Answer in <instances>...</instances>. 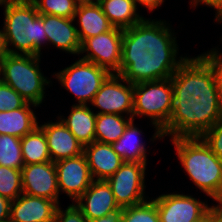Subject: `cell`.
<instances>
[{"instance_id":"obj_16","label":"cell","mask_w":222,"mask_h":222,"mask_svg":"<svg viewBox=\"0 0 222 222\" xmlns=\"http://www.w3.org/2000/svg\"><path fill=\"white\" fill-rule=\"evenodd\" d=\"M54 200L22 193L10 205V222H54Z\"/></svg>"},{"instance_id":"obj_5","label":"cell","mask_w":222,"mask_h":222,"mask_svg":"<svg viewBox=\"0 0 222 222\" xmlns=\"http://www.w3.org/2000/svg\"><path fill=\"white\" fill-rule=\"evenodd\" d=\"M40 61L41 56L8 53L0 59L1 81L12 87L28 103L37 106L46 98L44 90L52 83L41 72Z\"/></svg>"},{"instance_id":"obj_37","label":"cell","mask_w":222,"mask_h":222,"mask_svg":"<svg viewBox=\"0 0 222 222\" xmlns=\"http://www.w3.org/2000/svg\"><path fill=\"white\" fill-rule=\"evenodd\" d=\"M89 222H122L121 211L91 220Z\"/></svg>"},{"instance_id":"obj_25","label":"cell","mask_w":222,"mask_h":222,"mask_svg":"<svg viewBox=\"0 0 222 222\" xmlns=\"http://www.w3.org/2000/svg\"><path fill=\"white\" fill-rule=\"evenodd\" d=\"M21 152L24 165L51 161L45 134L39 126L21 138Z\"/></svg>"},{"instance_id":"obj_32","label":"cell","mask_w":222,"mask_h":222,"mask_svg":"<svg viewBox=\"0 0 222 222\" xmlns=\"http://www.w3.org/2000/svg\"><path fill=\"white\" fill-rule=\"evenodd\" d=\"M200 138L222 161V120L216 122L209 130L205 131Z\"/></svg>"},{"instance_id":"obj_38","label":"cell","mask_w":222,"mask_h":222,"mask_svg":"<svg viewBox=\"0 0 222 222\" xmlns=\"http://www.w3.org/2000/svg\"><path fill=\"white\" fill-rule=\"evenodd\" d=\"M7 54L6 46H5V41H4V33H3V28L0 29V59Z\"/></svg>"},{"instance_id":"obj_2","label":"cell","mask_w":222,"mask_h":222,"mask_svg":"<svg viewBox=\"0 0 222 222\" xmlns=\"http://www.w3.org/2000/svg\"><path fill=\"white\" fill-rule=\"evenodd\" d=\"M172 29L166 20L151 18L124 29L119 75L132 84L171 78L188 58L178 57L179 46Z\"/></svg>"},{"instance_id":"obj_4","label":"cell","mask_w":222,"mask_h":222,"mask_svg":"<svg viewBox=\"0 0 222 222\" xmlns=\"http://www.w3.org/2000/svg\"><path fill=\"white\" fill-rule=\"evenodd\" d=\"M171 142L190 180L214 201L222 192V161L200 137H176Z\"/></svg>"},{"instance_id":"obj_36","label":"cell","mask_w":222,"mask_h":222,"mask_svg":"<svg viewBox=\"0 0 222 222\" xmlns=\"http://www.w3.org/2000/svg\"><path fill=\"white\" fill-rule=\"evenodd\" d=\"M135 5L137 9H139L138 6H142L144 8H147L149 11H153L156 8L161 7V5L165 2L164 0H134Z\"/></svg>"},{"instance_id":"obj_14","label":"cell","mask_w":222,"mask_h":222,"mask_svg":"<svg viewBox=\"0 0 222 222\" xmlns=\"http://www.w3.org/2000/svg\"><path fill=\"white\" fill-rule=\"evenodd\" d=\"M74 204L88 221L121 211L106 180H93Z\"/></svg>"},{"instance_id":"obj_26","label":"cell","mask_w":222,"mask_h":222,"mask_svg":"<svg viewBox=\"0 0 222 222\" xmlns=\"http://www.w3.org/2000/svg\"><path fill=\"white\" fill-rule=\"evenodd\" d=\"M0 166L18 170L24 167L21 138L0 134Z\"/></svg>"},{"instance_id":"obj_44","label":"cell","mask_w":222,"mask_h":222,"mask_svg":"<svg viewBox=\"0 0 222 222\" xmlns=\"http://www.w3.org/2000/svg\"><path fill=\"white\" fill-rule=\"evenodd\" d=\"M8 1H11V0H0V5L5 4Z\"/></svg>"},{"instance_id":"obj_1","label":"cell","mask_w":222,"mask_h":222,"mask_svg":"<svg viewBox=\"0 0 222 222\" xmlns=\"http://www.w3.org/2000/svg\"><path fill=\"white\" fill-rule=\"evenodd\" d=\"M173 110L162 137H200L222 120V103L211 67L198 55L188 57L171 77Z\"/></svg>"},{"instance_id":"obj_10","label":"cell","mask_w":222,"mask_h":222,"mask_svg":"<svg viewBox=\"0 0 222 222\" xmlns=\"http://www.w3.org/2000/svg\"><path fill=\"white\" fill-rule=\"evenodd\" d=\"M134 84L119 74H110L95 94L90 106L96 114H119L132 117Z\"/></svg>"},{"instance_id":"obj_21","label":"cell","mask_w":222,"mask_h":222,"mask_svg":"<svg viewBox=\"0 0 222 222\" xmlns=\"http://www.w3.org/2000/svg\"><path fill=\"white\" fill-rule=\"evenodd\" d=\"M74 20H77V23L79 24L77 33L80 42L86 38L105 33L114 27L98 3L77 6Z\"/></svg>"},{"instance_id":"obj_20","label":"cell","mask_w":222,"mask_h":222,"mask_svg":"<svg viewBox=\"0 0 222 222\" xmlns=\"http://www.w3.org/2000/svg\"><path fill=\"white\" fill-rule=\"evenodd\" d=\"M31 107L36 109L39 106L27 102L19 109L0 112V134L23 138L32 132L39 122Z\"/></svg>"},{"instance_id":"obj_34","label":"cell","mask_w":222,"mask_h":222,"mask_svg":"<svg viewBox=\"0 0 222 222\" xmlns=\"http://www.w3.org/2000/svg\"><path fill=\"white\" fill-rule=\"evenodd\" d=\"M190 7H198V5H206L207 7H213L216 15L222 10V0H190Z\"/></svg>"},{"instance_id":"obj_28","label":"cell","mask_w":222,"mask_h":222,"mask_svg":"<svg viewBox=\"0 0 222 222\" xmlns=\"http://www.w3.org/2000/svg\"><path fill=\"white\" fill-rule=\"evenodd\" d=\"M22 193L21 170L0 166V195L14 201Z\"/></svg>"},{"instance_id":"obj_9","label":"cell","mask_w":222,"mask_h":222,"mask_svg":"<svg viewBox=\"0 0 222 222\" xmlns=\"http://www.w3.org/2000/svg\"><path fill=\"white\" fill-rule=\"evenodd\" d=\"M123 31L124 29L113 27L105 33L84 39L79 55L83 54L82 59L95 63L110 74H119Z\"/></svg>"},{"instance_id":"obj_22","label":"cell","mask_w":222,"mask_h":222,"mask_svg":"<svg viewBox=\"0 0 222 222\" xmlns=\"http://www.w3.org/2000/svg\"><path fill=\"white\" fill-rule=\"evenodd\" d=\"M143 132L132 119L126 127L124 134L111 146L113 150L122 158L123 162L147 163V149L145 143L139 139Z\"/></svg>"},{"instance_id":"obj_24","label":"cell","mask_w":222,"mask_h":222,"mask_svg":"<svg viewBox=\"0 0 222 222\" xmlns=\"http://www.w3.org/2000/svg\"><path fill=\"white\" fill-rule=\"evenodd\" d=\"M132 117L119 114H96L95 141L115 143L123 134Z\"/></svg>"},{"instance_id":"obj_40","label":"cell","mask_w":222,"mask_h":222,"mask_svg":"<svg viewBox=\"0 0 222 222\" xmlns=\"http://www.w3.org/2000/svg\"><path fill=\"white\" fill-rule=\"evenodd\" d=\"M211 222H222V215H220L214 208L211 209Z\"/></svg>"},{"instance_id":"obj_6","label":"cell","mask_w":222,"mask_h":222,"mask_svg":"<svg viewBox=\"0 0 222 222\" xmlns=\"http://www.w3.org/2000/svg\"><path fill=\"white\" fill-rule=\"evenodd\" d=\"M173 110L171 78L134 84L133 114L151 120L155 132L150 141L163 139L161 130L168 124Z\"/></svg>"},{"instance_id":"obj_12","label":"cell","mask_w":222,"mask_h":222,"mask_svg":"<svg viewBox=\"0 0 222 222\" xmlns=\"http://www.w3.org/2000/svg\"><path fill=\"white\" fill-rule=\"evenodd\" d=\"M21 180L24 194L54 200L60 205L57 170L54 162L24 165L21 169Z\"/></svg>"},{"instance_id":"obj_41","label":"cell","mask_w":222,"mask_h":222,"mask_svg":"<svg viewBox=\"0 0 222 222\" xmlns=\"http://www.w3.org/2000/svg\"><path fill=\"white\" fill-rule=\"evenodd\" d=\"M77 6L80 5H93L97 3V0H73Z\"/></svg>"},{"instance_id":"obj_30","label":"cell","mask_w":222,"mask_h":222,"mask_svg":"<svg viewBox=\"0 0 222 222\" xmlns=\"http://www.w3.org/2000/svg\"><path fill=\"white\" fill-rule=\"evenodd\" d=\"M219 48H211V50L199 54V56L211 67L220 101L222 103V53Z\"/></svg>"},{"instance_id":"obj_17","label":"cell","mask_w":222,"mask_h":222,"mask_svg":"<svg viewBox=\"0 0 222 222\" xmlns=\"http://www.w3.org/2000/svg\"><path fill=\"white\" fill-rule=\"evenodd\" d=\"M42 20L48 44L66 53L79 56L81 42L77 33L78 24L75 26L74 18L42 14Z\"/></svg>"},{"instance_id":"obj_11","label":"cell","mask_w":222,"mask_h":222,"mask_svg":"<svg viewBox=\"0 0 222 222\" xmlns=\"http://www.w3.org/2000/svg\"><path fill=\"white\" fill-rule=\"evenodd\" d=\"M153 200L159 213L160 222H202L208 217L213 206L207 201L183 193H166Z\"/></svg>"},{"instance_id":"obj_43","label":"cell","mask_w":222,"mask_h":222,"mask_svg":"<svg viewBox=\"0 0 222 222\" xmlns=\"http://www.w3.org/2000/svg\"><path fill=\"white\" fill-rule=\"evenodd\" d=\"M202 222H211V210L208 214V217L206 219H204Z\"/></svg>"},{"instance_id":"obj_18","label":"cell","mask_w":222,"mask_h":222,"mask_svg":"<svg viewBox=\"0 0 222 222\" xmlns=\"http://www.w3.org/2000/svg\"><path fill=\"white\" fill-rule=\"evenodd\" d=\"M83 154L93 180H107L124 163L111 144L94 141L83 147Z\"/></svg>"},{"instance_id":"obj_8","label":"cell","mask_w":222,"mask_h":222,"mask_svg":"<svg viewBox=\"0 0 222 222\" xmlns=\"http://www.w3.org/2000/svg\"><path fill=\"white\" fill-rule=\"evenodd\" d=\"M147 163L124 162L106 181L111 187L115 201L122 209L140 204L149 196L145 194Z\"/></svg>"},{"instance_id":"obj_39","label":"cell","mask_w":222,"mask_h":222,"mask_svg":"<svg viewBox=\"0 0 222 222\" xmlns=\"http://www.w3.org/2000/svg\"><path fill=\"white\" fill-rule=\"evenodd\" d=\"M214 201L217 202V205H213V208L222 215V192Z\"/></svg>"},{"instance_id":"obj_3","label":"cell","mask_w":222,"mask_h":222,"mask_svg":"<svg viewBox=\"0 0 222 222\" xmlns=\"http://www.w3.org/2000/svg\"><path fill=\"white\" fill-rule=\"evenodd\" d=\"M0 6L4 7L2 28L7 53L41 56L42 46L48 45V39L42 14L38 13L33 2L11 0Z\"/></svg>"},{"instance_id":"obj_33","label":"cell","mask_w":222,"mask_h":222,"mask_svg":"<svg viewBox=\"0 0 222 222\" xmlns=\"http://www.w3.org/2000/svg\"><path fill=\"white\" fill-rule=\"evenodd\" d=\"M54 222H89L82 214L81 210L74 204H70L65 210L58 205Z\"/></svg>"},{"instance_id":"obj_42","label":"cell","mask_w":222,"mask_h":222,"mask_svg":"<svg viewBox=\"0 0 222 222\" xmlns=\"http://www.w3.org/2000/svg\"><path fill=\"white\" fill-rule=\"evenodd\" d=\"M214 21H216V23L217 22L218 23L222 22V10L217 15H215V20Z\"/></svg>"},{"instance_id":"obj_27","label":"cell","mask_w":222,"mask_h":222,"mask_svg":"<svg viewBox=\"0 0 222 222\" xmlns=\"http://www.w3.org/2000/svg\"><path fill=\"white\" fill-rule=\"evenodd\" d=\"M122 222H160L155 201L149 200L121 209Z\"/></svg>"},{"instance_id":"obj_13","label":"cell","mask_w":222,"mask_h":222,"mask_svg":"<svg viewBox=\"0 0 222 222\" xmlns=\"http://www.w3.org/2000/svg\"><path fill=\"white\" fill-rule=\"evenodd\" d=\"M59 192L74 203L91 185L93 178L84 154L55 162Z\"/></svg>"},{"instance_id":"obj_29","label":"cell","mask_w":222,"mask_h":222,"mask_svg":"<svg viewBox=\"0 0 222 222\" xmlns=\"http://www.w3.org/2000/svg\"><path fill=\"white\" fill-rule=\"evenodd\" d=\"M39 14L74 18L77 5L73 0H31Z\"/></svg>"},{"instance_id":"obj_15","label":"cell","mask_w":222,"mask_h":222,"mask_svg":"<svg viewBox=\"0 0 222 222\" xmlns=\"http://www.w3.org/2000/svg\"><path fill=\"white\" fill-rule=\"evenodd\" d=\"M44 132L52 162L73 158L83 154V145L69 131L63 122L48 121L38 125Z\"/></svg>"},{"instance_id":"obj_7","label":"cell","mask_w":222,"mask_h":222,"mask_svg":"<svg viewBox=\"0 0 222 222\" xmlns=\"http://www.w3.org/2000/svg\"><path fill=\"white\" fill-rule=\"evenodd\" d=\"M53 75L64 89L76 97L75 104L90 105L110 73L95 63L79 58Z\"/></svg>"},{"instance_id":"obj_19","label":"cell","mask_w":222,"mask_h":222,"mask_svg":"<svg viewBox=\"0 0 222 222\" xmlns=\"http://www.w3.org/2000/svg\"><path fill=\"white\" fill-rule=\"evenodd\" d=\"M71 107L67 117L58 118L83 146L91 144L95 141L96 113L90 105L73 104Z\"/></svg>"},{"instance_id":"obj_35","label":"cell","mask_w":222,"mask_h":222,"mask_svg":"<svg viewBox=\"0 0 222 222\" xmlns=\"http://www.w3.org/2000/svg\"><path fill=\"white\" fill-rule=\"evenodd\" d=\"M10 205L11 201L0 195V222L10 219Z\"/></svg>"},{"instance_id":"obj_23","label":"cell","mask_w":222,"mask_h":222,"mask_svg":"<svg viewBox=\"0 0 222 222\" xmlns=\"http://www.w3.org/2000/svg\"><path fill=\"white\" fill-rule=\"evenodd\" d=\"M98 4L110 23L117 28H130L144 18L137 12L134 0H100Z\"/></svg>"},{"instance_id":"obj_31","label":"cell","mask_w":222,"mask_h":222,"mask_svg":"<svg viewBox=\"0 0 222 222\" xmlns=\"http://www.w3.org/2000/svg\"><path fill=\"white\" fill-rule=\"evenodd\" d=\"M26 103L27 101L12 87L0 80V112L19 109Z\"/></svg>"}]
</instances>
